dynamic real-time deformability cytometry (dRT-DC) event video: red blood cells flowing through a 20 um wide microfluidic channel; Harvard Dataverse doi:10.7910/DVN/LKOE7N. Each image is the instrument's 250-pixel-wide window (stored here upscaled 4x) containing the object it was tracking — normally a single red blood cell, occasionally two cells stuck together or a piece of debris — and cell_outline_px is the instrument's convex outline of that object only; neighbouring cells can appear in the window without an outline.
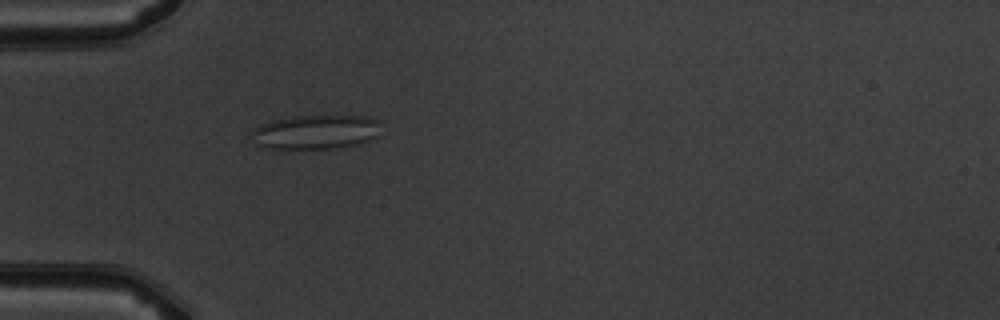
{"species": "common noctule bat (a hibernating species)", "species_latin": "Nyctalus noctula", "temperature_condition": "warm", "stored_images_in_passage": 1, "camera_frame_rate_fps": 3000, "um_per_image_px": 0.085, "animal": {"sex": "male", "body_mass_g": 19.5, "forearm_length_mm": 54.6}, "frame": {"image": 1, "passage_image": 1, "time_ms": 0.0, "image_size_px": [1000, 320], "cell_outline_px": [[380, 136], [356, 144], [332, 148], [264, 148], [256, 144], [248, 136], [260, 124], [272, 120], [292, 116], [364, 116], [376, 120]], "centroid_in_image_um": [26.77, 11.22], "position_along_channel_um": 58.2, "area_um2": 25.66}}